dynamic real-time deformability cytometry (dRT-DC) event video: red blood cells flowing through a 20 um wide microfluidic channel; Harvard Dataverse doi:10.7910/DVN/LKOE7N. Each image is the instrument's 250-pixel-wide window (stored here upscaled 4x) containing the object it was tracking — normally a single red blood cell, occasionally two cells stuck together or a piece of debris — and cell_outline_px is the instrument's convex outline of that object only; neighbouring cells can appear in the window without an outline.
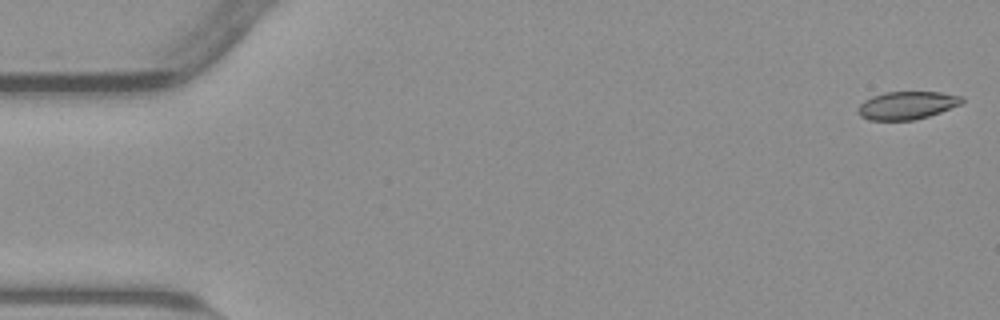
{"species": "common noctule bat (a hibernating species)", "species_latin": "Nyctalus noctula", "temperature_condition": "warm", "stored_images_in_passage": 54, "camera_frame_rate_fps": 3000, "um_per_image_px": 0.085, "animal": {"sex": "male", "body_mass_g": 23.1, "forearm_length_mm": 52.7}, "frame": {"image": 1, "passage_image": 1, "time_ms": 0.0, "image_size_px": [1000, 320], "cell_outline_px": [[964, 100], [960, 104], [940, 112], [928, 116], [912, 120], [868, 120], [860, 116], [856, 112], [856, 108], [864, 100], [872, 96], [884, 92], [940, 92], [964, 96]], "centroid_in_image_um": [77.05, 8.95], "position_along_channel_um": 7.9, "area_um2": 16.99}}
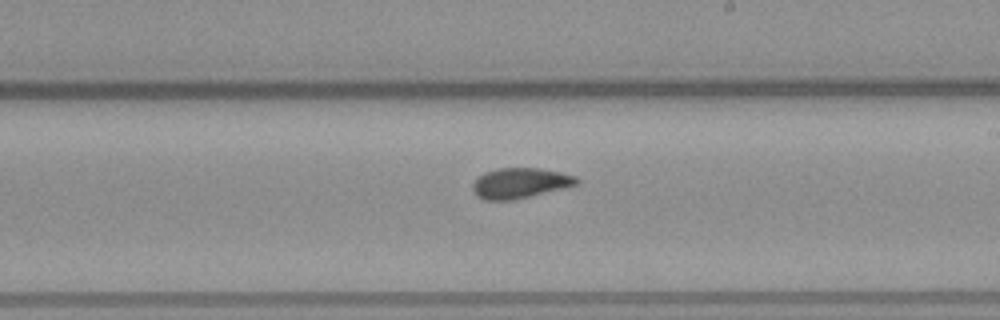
{"frame": {"image": 2, "passage_image": 31, "time_ms": 10.0, "image_size_px": [1000, 320], "cell_outline_px": [[580, 180], [576, 184], [512, 200], [484, 200], [476, 196], [472, 188], [472, 184], [484, 172], [500, 168], [540, 168], [560, 172], [576, 176]], "centroid_in_image_um": [44.16, 15.55], "position_along_channel_um": 244.8, "area_um2": 18.03}}
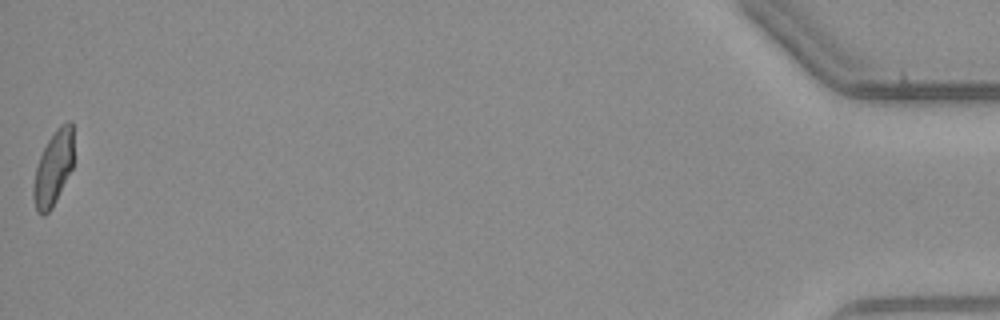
{"frame": {"image": 3, "passage_image": 54, "time_ms": 17.667, "image_size_px": [1000, 320], "cell_outline_px": [[72, 168], [52, 208], [44, 216], [40, 216], [36, 212], [32, 196], [32, 184], [36, 168], [40, 156], [48, 140], [56, 128], [60, 124], [68, 120], [72, 120]], "centroid_in_image_um": [4.5, 14.33], "position_along_channel_um": 430.7, "area_um2": 17.51}, "authors_computed_cell_mechanics": {"area_um2": 18.0047, "velocity_mm_per_s": 3.8171, "shape_relaxation_time_tau1_ms": null, "shape_relaxation_time_tau2_ms": 2.264, "deformation_change_tau1": null, "deformation_change_tau2": 0.0676}}